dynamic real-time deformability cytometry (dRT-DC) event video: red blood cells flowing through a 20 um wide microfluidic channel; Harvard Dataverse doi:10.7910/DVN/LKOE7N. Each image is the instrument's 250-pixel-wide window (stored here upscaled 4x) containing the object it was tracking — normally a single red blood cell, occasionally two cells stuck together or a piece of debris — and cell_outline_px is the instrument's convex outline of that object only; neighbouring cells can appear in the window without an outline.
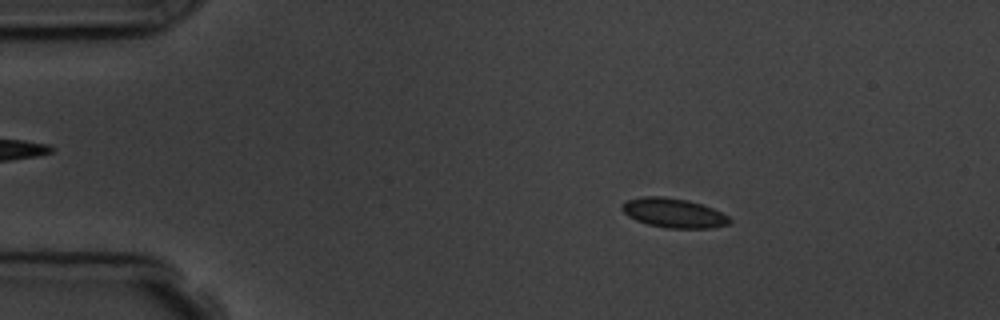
{"species": "common noctule bat (a hibernating species)", "species_latin": "Nyctalus noctula", "temperature_condition": "room temperature", "stored_images_in_passage": 3, "camera_frame_rate_fps": 3000, "um_per_image_px": 0.085, "animal": {"sex": "male", "body_mass_g": 19.5, "forearm_length_mm": 54.6}, "frame": {"image": 1, "passage_image": 1, "time_ms": 0.0, "image_size_px": [1000, 320], "cell_outline_px": [[732, 220], [728, 224], [712, 228], [664, 228], [648, 224], [636, 220], [628, 216], [620, 208], [628, 200], [644, 196], [664, 196], [688, 200], [712, 208], [728, 216]], "centroid_in_image_um": [57.26, 18.11], "position_along_channel_um": 27.7, "area_um2": 18.32}}